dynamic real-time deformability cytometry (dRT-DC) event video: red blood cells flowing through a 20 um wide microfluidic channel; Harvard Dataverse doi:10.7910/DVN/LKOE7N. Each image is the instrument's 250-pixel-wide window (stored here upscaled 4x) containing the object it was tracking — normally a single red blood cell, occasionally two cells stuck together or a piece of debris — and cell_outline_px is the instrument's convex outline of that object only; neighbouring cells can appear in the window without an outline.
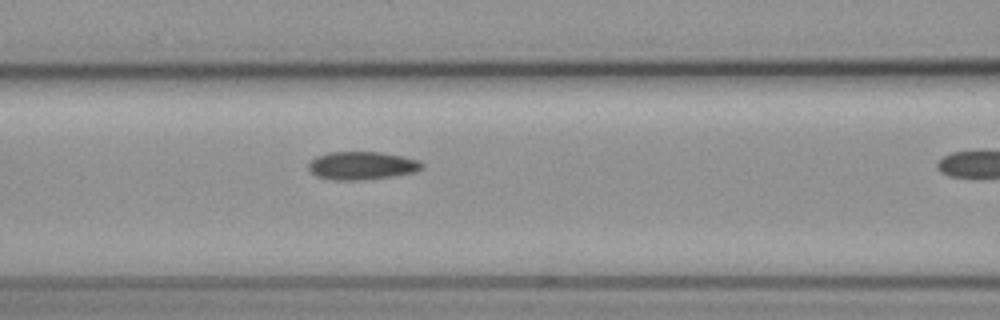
{"species": "common noctule bat (a hibernating species)", "species_latin": "Nyctalus noctula", "temperature_condition": "cold", "stored_images_in_passage": 4, "camera_frame_rate_fps": 3000, "um_per_image_px": 0.085, "animal": {"sex": "female", "body_mass_g": 19.3, "forearm_length_mm": 54.1}, "frame": {"image": 1, "passage_image": 3, "time_ms": 3.333, "image_size_px": [1000, 320], "cell_outline_px": [[424, 164], [416, 172], [392, 176], [356, 180], [332, 180], [316, 176], [308, 168], [308, 164], [316, 156], [328, 152], [380, 152], [404, 156], [420, 160]], "centroid_in_image_um": [30.76, 14.07], "position_along_channel_um": 135.8, "area_um2": 18.55}}